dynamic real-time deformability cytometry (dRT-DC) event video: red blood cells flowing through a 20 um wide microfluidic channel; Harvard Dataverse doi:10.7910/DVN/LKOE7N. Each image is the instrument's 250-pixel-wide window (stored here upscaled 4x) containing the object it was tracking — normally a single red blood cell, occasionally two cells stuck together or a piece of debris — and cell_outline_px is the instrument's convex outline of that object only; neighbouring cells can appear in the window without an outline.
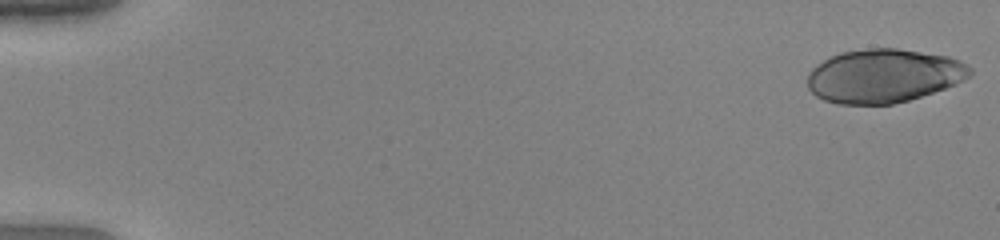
{"species": "human", "species_latin": "Homo sapiens", "temperature_condition": "warm", "stored_images_in_passage": 52, "camera_frame_rate_fps": 3000, "um_per_image_px": 0.085, "donor": {"sex": "female"}, "frame": {"image": 1, "passage_image": 1, "time_ms": 0.0, "image_size_px": [1000, 240], "cell_outline_px": [[972, 72], [964, 80], [956, 84], [908, 100], [892, 104], [836, 104], [824, 100], [816, 96], [808, 88], [808, 72], [816, 64], [840, 52], [876, 48], [896, 48], [948, 56], [960, 60], [968, 64], [972, 68]], "centroid_in_image_um": [75.11, 6.45], "position_along_channel_um": 9.9, "area_um2": 50.75}}
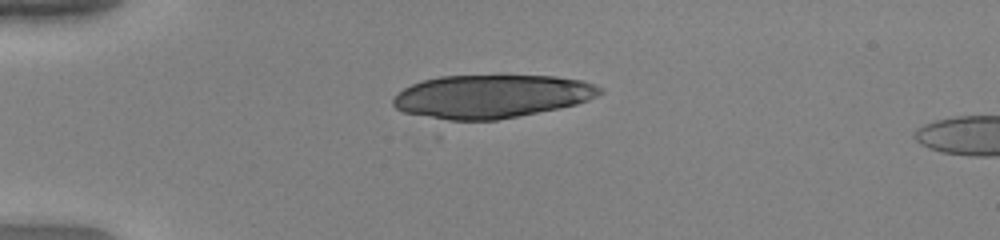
{"frame": {"image": 2, "passage_image": 14, "time_ms": 4.333, "image_size_px": [1000, 240], "cell_outline_px": [[604, 92], [588, 100], [576, 104], [560, 108], [496, 120], [440, 120], [404, 112], [396, 108], [392, 104], [392, 100], [404, 88], [420, 80], [440, 76], [556, 76], [580, 80], [604, 88]], "centroid_in_image_um": [41.76, 8.19], "position_along_channel_um": 43.2, "area_um2": 52.14}}